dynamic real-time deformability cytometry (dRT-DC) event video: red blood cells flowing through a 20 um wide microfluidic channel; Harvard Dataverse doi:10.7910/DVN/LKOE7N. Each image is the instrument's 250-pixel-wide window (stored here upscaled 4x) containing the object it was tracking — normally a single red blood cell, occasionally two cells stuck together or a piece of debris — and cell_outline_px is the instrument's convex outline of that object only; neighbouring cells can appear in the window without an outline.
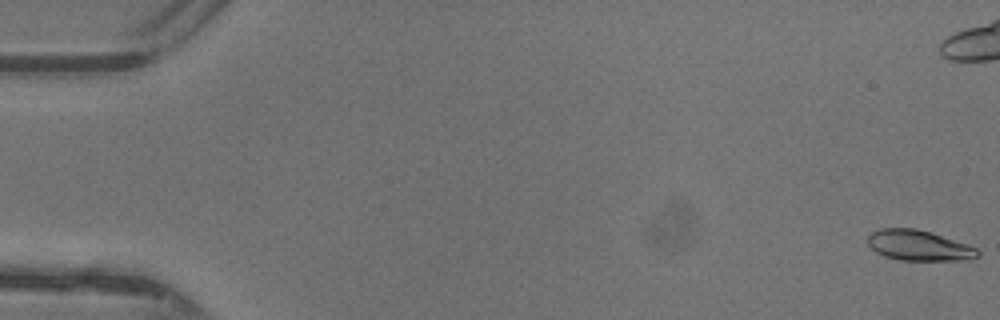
{"species": "common noctule bat (a hibernating species)", "species_latin": "Nyctalus noctula", "temperature_condition": "warm", "stored_images_in_passage": 49, "camera_frame_rate_fps": 3000, "um_per_image_px": 0.085, "animal": {"sex": "female"}, "frame": {"image": 1, "passage_image": 1, "time_ms": 0.0, "image_size_px": [1000, 320], "cell_outline_px": [[980, 256], [968, 260], [900, 260], [884, 256], [876, 252], [868, 244], [868, 236], [872, 232], [880, 228], [916, 228], [968, 244], [976, 248], [980, 252]], "centroid_in_image_um": [78.11, 20.87], "position_along_channel_um": 6.9, "area_um2": 19.48}}
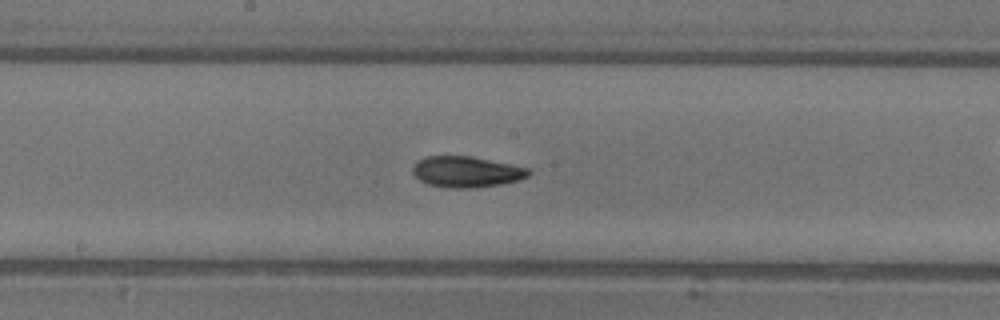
{"frame": {"image": 2, "passage_image": 26, "time_ms": 8.333, "image_size_px": [1000, 320], "cell_outline_px": [[532, 172], [528, 176], [516, 180], [500, 184], [476, 188], [448, 188], [428, 184], [420, 180], [412, 172], [412, 168], [416, 160], [428, 156], [472, 156], [532, 168]], "centroid_in_image_um": [39.66, 14.6], "position_along_channel_um": 208.5, "area_um2": 21.1}}
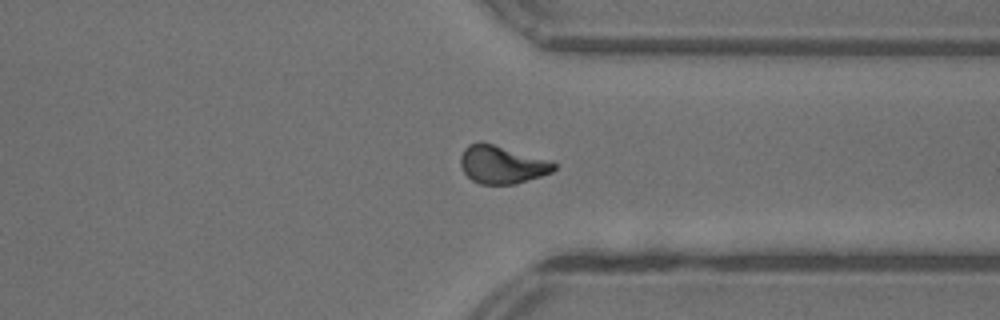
{"frame": {"image": 3, "passage_image": 37, "time_ms": 12.0, "image_size_px": [1000, 320], "cell_outline_px": [[556, 168], [552, 172], [516, 184], [480, 184], [472, 180], [464, 172], [460, 164], [460, 156], [464, 148], [468, 144], [480, 140], [552, 160], [556, 164]], "centroid_in_image_um": [42.66, 13.96], "position_along_channel_um": 368.7, "area_um2": 20.98}, "authors_computed_cell_mechanics": {"area_um2": 19.9988, "velocity_mm_per_s": 4.393, "shape_relaxation_time_tau1_ms": 4.0349, "shape_relaxation_time_tau2_ms": 2.3933, "deformation_change_tau1": 0.1634, "deformation_change_tau2": 0.0866}}